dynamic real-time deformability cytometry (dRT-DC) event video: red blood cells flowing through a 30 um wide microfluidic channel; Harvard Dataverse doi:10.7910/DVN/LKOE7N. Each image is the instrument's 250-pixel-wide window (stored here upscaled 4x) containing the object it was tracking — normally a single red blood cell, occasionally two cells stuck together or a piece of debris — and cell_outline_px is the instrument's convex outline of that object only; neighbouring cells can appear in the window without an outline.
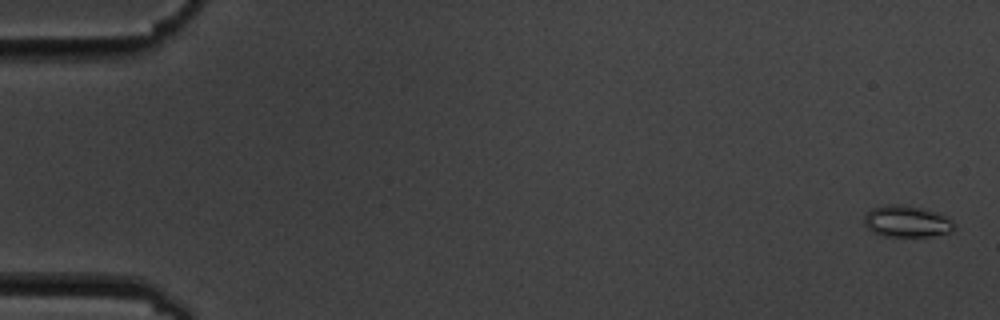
{"species": "common noctule bat (a hibernating species)", "species_latin": "Nyctalus noctula", "temperature_condition": "cold", "stored_images_in_passage": 5, "camera_frame_rate_fps": 3000, "um_per_image_px": 0.085, "animal": {"sex": "male", "body_mass_g": 19.5, "forearm_length_mm": 54.6}, "frame": {"image": 1, "passage_image": 1, "time_ms": 0.0, "image_size_px": [1000, 320], "cell_outline_px": [[956, 224], [952, 232], [932, 236], [884, 236], [872, 232], [864, 224], [864, 216], [872, 208], [888, 204], [904, 204], [936, 212], [952, 220]], "centroid_in_image_um": [77.08, 18.82], "position_along_channel_um": 7.9, "area_um2": 16.59}}
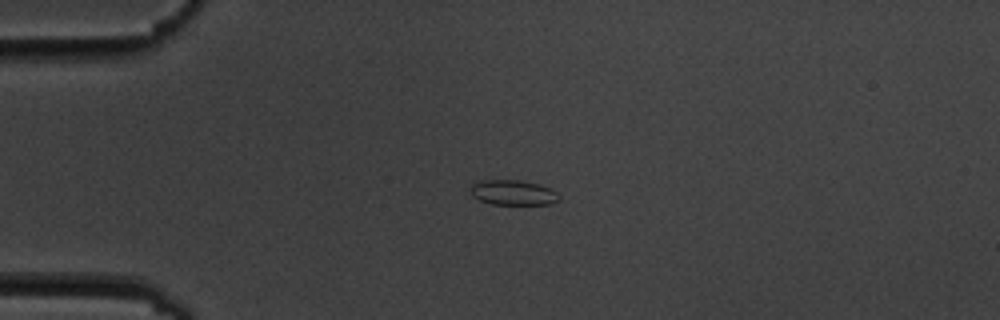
{"frame": {"image": 2, "passage_image": 4, "time_ms": 4.333, "image_size_px": [1000, 320], "cell_outline_px": [[560, 200], [552, 204], [492, 204], [480, 200], [472, 196], [472, 184], [480, 180], [516, 180], [540, 184], [552, 188], [560, 196]], "centroid_in_image_um": [43.66, 16.37], "position_along_channel_um": 41.3, "area_um2": 12.95}}